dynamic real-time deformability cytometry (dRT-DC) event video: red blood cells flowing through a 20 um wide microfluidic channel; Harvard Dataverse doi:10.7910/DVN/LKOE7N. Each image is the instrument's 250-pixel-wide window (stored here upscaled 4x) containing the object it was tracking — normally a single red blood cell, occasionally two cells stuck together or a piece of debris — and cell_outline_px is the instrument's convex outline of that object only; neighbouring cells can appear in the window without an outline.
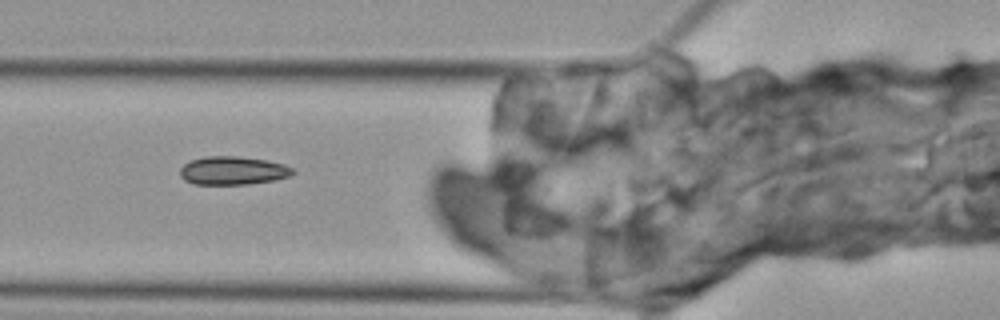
{"species": "Egyptian fruit bat (a non-hibernating species)", "species_latin": "Rousettus aegyptiacus", "temperature_condition": "cold", "stored_images_in_passage": 8, "camera_frame_rate_fps": 3000, "um_per_image_px": 0.085, "animal": {"sex": "female"}, "frame": {"image": 1, "passage_image": 7, "time_ms": 7.0, "image_size_px": [1000, 320], "cell_outline_px": [[296, 172], [288, 176], [276, 180], [248, 184], [192, 184], [184, 180], [180, 176], [180, 168], [184, 164], [192, 160], [204, 156], [236, 156], [268, 160], [284, 164], [292, 168]], "centroid_in_image_um": [19.79, 14.5], "position_along_channel_um": 106.0, "area_um2": 18.73}}
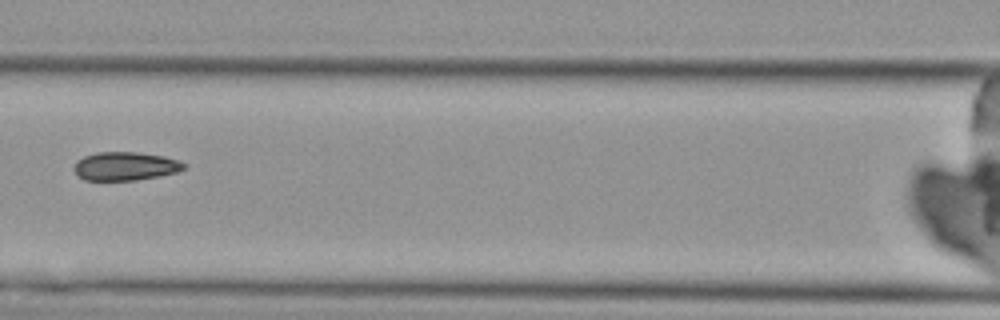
{"frame": {"image": 2, "passage_image": 8, "time_ms": 8.333, "image_size_px": [1000, 320], "cell_outline_px": [[188, 164], [184, 168], [176, 172], [160, 176], [136, 180], [84, 180], [76, 176], [72, 168], [76, 160], [84, 156], [96, 152], [136, 152], [164, 156]], "centroid_in_image_um": [10.59, 14.13], "position_along_channel_um": 156.0, "area_um2": 18.44}}